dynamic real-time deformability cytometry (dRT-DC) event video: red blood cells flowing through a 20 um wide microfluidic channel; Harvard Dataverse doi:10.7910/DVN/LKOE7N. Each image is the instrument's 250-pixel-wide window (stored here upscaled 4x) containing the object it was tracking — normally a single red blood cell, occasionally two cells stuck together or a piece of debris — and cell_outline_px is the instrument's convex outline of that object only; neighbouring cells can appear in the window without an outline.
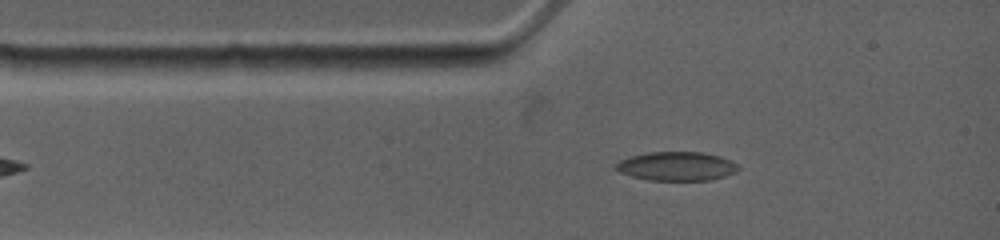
{"species": "common noctule bat (a hibernating species)", "species_latin": "Nyctalus noctula", "temperature_condition": "warm", "stored_images_in_passage": 29, "camera_frame_rate_fps": 4500, "um_per_image_px": 0.085, "animal": {"sex": "female", "body_mass_g": 19.0, "forearm_length_mm": 53.3}, "frame": {"image": 1, "passage_image": 3, "time_ms": 0.889, "image_size_px": [1000, 240], "cell_outline_px": [[740, 168], [736, 172], [712, 180], [648, 180], [632, 176], [620, 172], [612, 168], [612, 164], [628, 156], [648, 152], [704, 152], [720, 156], [732, 160]], "centroid_in_image_um": [57.48, 14.12], "position_along_channel_um": 27.5, "area_um2": 20.92}}
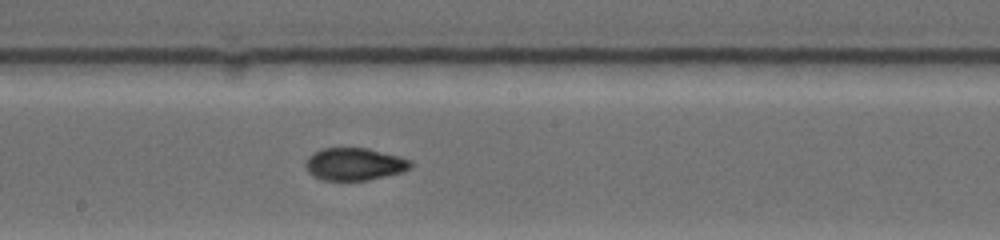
{"frame": {"image": 2, "passage_image": 16, "time_ms": 6.0, "image_size_px": [1000, 240], "cell_outline_px": [[412, 168], [404, 172], [368, 180], [324, 180], [312, 176], [304, 168], [304, 164], [308, 156], [312, 152], [324, 148], [368, 148], [400, 156], [412, 160]], "centroid_in_image_um": [30.13, 13.95], "position_along_channel_um": 218.1, "area_um2": 20.23}}
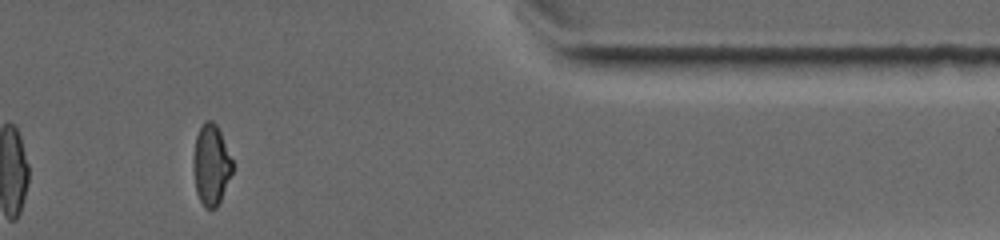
{"frame": {"image": 3, "passage_image": 26, "time_ms": 11.333, "image_size_px": [1000, 240], "cell_outline_px": [[232, 172], [220, 200], [216, 208], [204, 208], [196, 192], [192, 168], [192, 156], [196, 136], [204, 120], [212, 120], [216, 124], [220, 132], [232, 160]], "centroid_in_image_um": [17.91, 14.0], "position_along_channel_um": 393.5, "area_um2": 18.38}, "authors_computed_cell_mechanics": {"area_um2": 19.8832, "velocity_mm_per_s": 3.85, "shape_relaxation_time_tau1_ms": null, "shape_relaxation_time_tau2_ms": 1.4144, "deformation_change_tau1": null, "deformation_change_tau2": 0.0503}}